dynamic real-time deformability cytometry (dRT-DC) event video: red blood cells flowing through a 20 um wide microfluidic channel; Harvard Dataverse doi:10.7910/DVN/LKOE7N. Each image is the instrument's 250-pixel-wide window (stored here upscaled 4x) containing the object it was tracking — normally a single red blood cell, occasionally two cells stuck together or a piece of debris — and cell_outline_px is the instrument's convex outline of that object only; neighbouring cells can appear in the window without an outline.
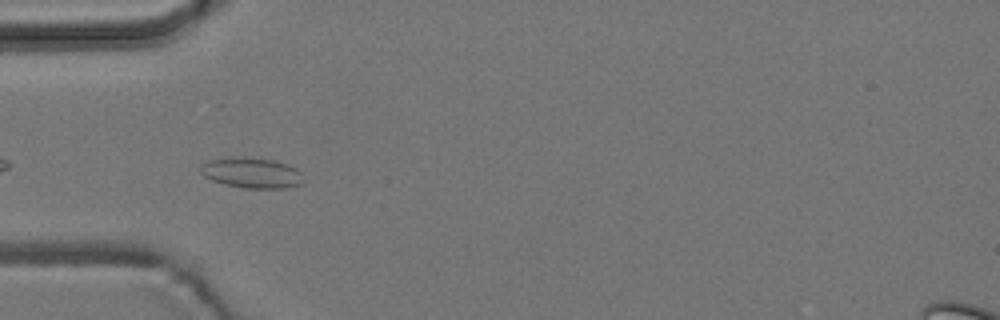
{"species": "common noctule bat (a hibernating species)", "species_latin": "Nyctalus noctula", "temperature_condition": "room temperature", "stored_images_in_passage": 5, "camera_frame_rate_fps": 3000, "um_per_image_px": 0.085, "animal": {"sex": "male", "body_mass_g": 19.2, "forearm_length_mm": 51.8}, "frame": {"image": 1, "passage_image": 5, "time_ms": 5.0, "image_size_px": [1000, 320], "cell_outline_px": [[300, 184], [284, 188], [244, 188], [224, 184], [212, 180], [204, 176], [200, 172], [200, 164], [208, 160], [232, 156], [244, 156], [276, 160], [288, 164], [296, 168], [300, 172]], "centroid_in_image_um": [21.32, 14.66], "position_along_channel_um": 63.7, "area_um2": 18.44}}